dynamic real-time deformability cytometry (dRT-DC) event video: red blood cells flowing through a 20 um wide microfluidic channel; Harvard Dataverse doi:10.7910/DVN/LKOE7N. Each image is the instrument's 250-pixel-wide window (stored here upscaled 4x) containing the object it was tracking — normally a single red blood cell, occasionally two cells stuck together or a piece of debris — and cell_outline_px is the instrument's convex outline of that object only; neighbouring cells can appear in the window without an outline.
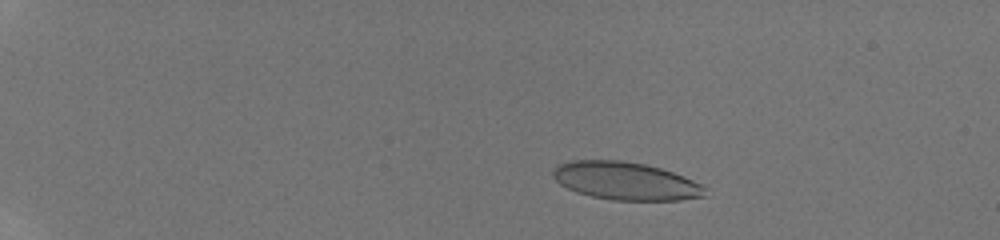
{"species": "human", "species_latin": "Homo sapiens", "temperature_condition": "room temperature", "stored_images_in_passage": 33, "camera_frame_rate_fps": 3000, "um_per_image_px": 0.085, "donor": {"sex": "male"}, "frame": {"image": 1, "passage_image": 5, "time_ms": 3.0, "image_size_px": [1000, 240], "cell_outline_px": [[708, 196], [680, 200], [612, 200], [592, 196], [576, 192], [560, 184], [552, 176], [552, 172], [560, 164], [572, 160], [620, 160], [644, 164], [660, 168], [684, 176], [708, 188]], "centroid_in_image_um": [53.22, 15.39], "position_along_channel_um": 31.8, "area_um2": 33.58}}
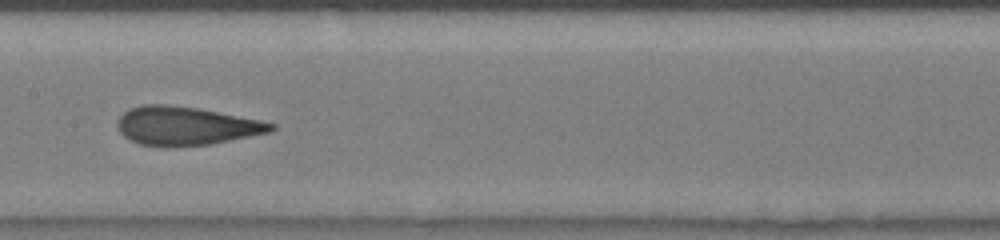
{"frame": {"image": 2, "passage_image": 20, "time_ms": 9.667, "image_size_px": [1000, 240], "cell_outline_px": [[276, 128], [272, 132], [212, 144], [168, 148], [160, 148], [140, 144], [128, 140], [120, 132], [116, 124], [120, 116], [128, 108], [144, 104], [168, 104], [196, 108], [260, 120], [276, 124]], "centroid_in_image_um": [15.78, 10.72], "position_along_channel_um": 191.6, "area_um2": 35.03}}
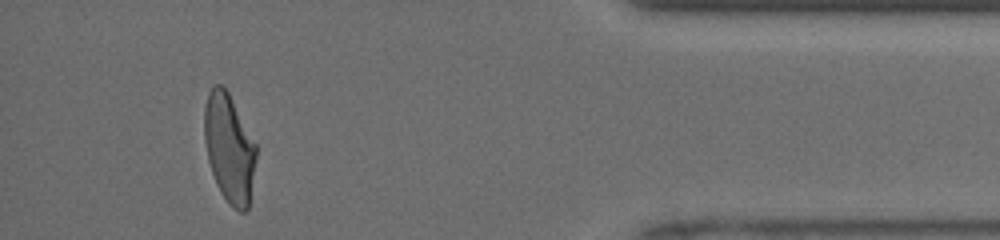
{"frame": {"image": 3, "passage_image": 32, "time_ms": 16.0, "image_size_px": [1000, 240], "cell_outline_px": [[256, 156], [248, 208], [244, 212], [240, 212], [232, 208], [228, 204], [216, 184], [208, 160], [204, 140], [204, 108], [208, 92], [216, 84], [220, 84], [228, 92], [256, 144]], "centroid_in_image_um": [19.47, 12.61], "position_along_channel_um": 415.7, "area_um2": 32.54}, "authors_computed_cell_mechanics": {"area_um2": 33.6974, "velocity_mm_per_s": 4.1201, "shape_relaxation_time_tau1_ms": 6.4672, "shape_relaxation_time_tau2_ms": 1.0179, "deformation_change_tau1": 0.2283, "deformation_change_tau2": 0.0914}}